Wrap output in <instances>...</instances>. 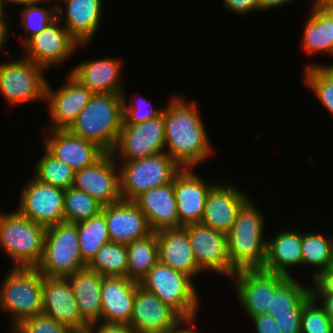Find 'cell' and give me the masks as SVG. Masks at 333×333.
Returning <instances> with one entry per match:
<instances>
[{
	"mask_svg": "<svg viewBox=\"0 0 333 333\" xmlns=\"http://www.w3.org/2000/svg\"><path fill=\"white\" fill-rule=\"evenodd\" d=\"M193 169H182L174 179L179 228L201 222L207 197L215 185Z\"/></svg>",
	"mask_w": 333,
	"mask_h": 333,
	"instance_id": "cell-19",
	"label": "cell"
},
{
	"mask_svg": "<svg viewBox=\"0 0 333 333\" xmlns=\"http://www.w3.org/2000/svg\"><path fill=\"white\" fill-rule=\"evenodd\" d=\"M330 56H333V54H331ZM310 66H318L325 74H327L328 76H330L331 78H333V65L332 64H316V63H307V65H305L304 68L306 67H310Z\"/></svg>",
	"mask_w": 333,
	"mask_h": 333,
	"instance_id": "cell-53",
	"label": "cell"
},
{
	"mask_svg": "<svg viewBox=\"0 0 333 333\" xmlns=\"http://www.w3.org/2000/svg\"><path fill=\"white\" fill-rule=\"evenodd\" d=\"M255 326L256 333H282L275 318L270 314H261L250 318Z\"/></svg>",
	"mask_w": 333,
	"mask_h": 333,
	"instance_id": "cell-46",
	"label": "cell"
},
{
	"mask_svg": "<svg viewBox=\"0 0 333 333\" xmlns=\"http://www.w3.org/2000/svg\"><path fill=\"white\" fill-rule=\"evenodd\" d=\"M87 267L102 277H127L126 245L109 242L102 246Z\"/></svg>",
	"mask_w": 333,
	"mask_h": 333,
	"instance_id": "cell-34",
	"label": "cell"
},
{
	"mask_svg": "<svg viewBox=\"0 0 333 333\" xmlns=\"http://www.w3.org/2000/svg\"><path fill=\"white\" fill-rule=\"evenodd\" d=\"M90 333H136L129 324L98 322L88 326Z\"/></svg>",
	"mask_w": 333,
	"mask_h": 333,
	"instance_id": "cell-47",
	"label": "cell"
},
{
	"mask_svg": "<svg viewBox=\"0 0 333 333\" xmlns=\"http://www.w3.org/2000/svg\"><path fill=\"white\" fill-rule=\"evenodd\" d=\"M295 0H259V12H265L269 9H276L284 6L285 4H291Z\"/></svg>",
	"mask_w": 333,
	"mask_h": 333,
	"instance_id": "cell-50",
	"label": "cell"
},
{
	"mask_svg": "<svg viewBox=\"0 0 333 333\" xmlns=\"http://www.w3.org/2000/svg\"><path fill=\"white\" fill-rule=\"evenodd\" d=\"M273 236L267 238L263 270L293 278L290 267L302 266V232L283 230Z\"/></svg>",
	"mask_w": 333,
	"mask_h": 333,
	"instance_id": "cell-28",
	"label": "cell"
},
{
	"mask_svg": "<svg viewBox=\"0 0 333 333\" xmlns=\"http://www.w3.org/2000/svg\"><path fill=\"white\" fill-rule=\"evenodd\" d=\"M302 265L315 268L313 279L333 267V238L321 232H302Z\"/></svg>",
	"mask_w": 333,
	"mask_h": 333,
	"instance_id": "cell-32",
	"label": "cell"
},
{
	"mask_svg": "<svg viewBox=\"0 0 333 333\" xmlns=\"http://www.w3.org/2000/svg\"><path fill=\"white\" fill-rule=\"evenodd\" d=\"M134 202L145 214L153 232L179 228L174 181L151 188L137 197Z\"/></svg>",
	"mask_w": 333,
	"mask_h": 333,
	"instance_id": "cell-27",
	"label": "cell"
},
{
	"mask_svg": "<svg viewBox=\"0 0 333 333\" xmlns=\"http://www.w3.org/2000/svg\"><path fill=\"white\" fill-rule=\"evenodd\" d=\"M302 35L301 47L307 55L333 54V20L315 2Z\"/></svg>",
	"mask_w": 333,
	"mask_h": 333,
	"instance_id": "cell-30",
	"label": "cell"
},
{
	"mask_svg": "<svg viewBox=\"0 0 333 333\" xmlns=\"http://www.w3.org/2000/svg\"><path fill=\"white\" fill-rule=\"evenodd\" d=\"M11 333H74V331L66 325L40 314L22 320L11 330Z\"/></svg>",
	"mask_w": 333,
	"mask_h": 333,
	"instance_id": "cell-42",
	"label": "cell"
},
{
	"mask_svg": "<svg viewBox=\"0 0 333 333\" xmlns=\"http://www.w3.org/2000/svg\"><path fill=\"white\" fill-rule=\"evenodd\" d=\"M41 158L34 165V176L49 185L68 189L73 186L75 171L59 161L45 147Z\"/></svg>",
	"mask_w": 333,
	"mask_h": 333,
	"instance_id": "cell-35",
	"label": "cell"
},
{
	"mask_svg": "<svg viewBox=\"0 0 333 333\" xmlns=\"http://www.w3.org/2000/svg\"><path fill=\"white\" fill-rule=\"evenodd\" d=\"M311 286L299 282L297 279L289 278L277 291L272 295L271 314L275 315L291 314L309 295Z\"/></svg>",
	"mask_w": 333,
	"mask_h": 333,
	"instance_id": "cell-38",
	"label": "cell"
},
{
	"mask_svg": "<svg viewBox=\"0 0 333 333\" xmlns=\"http://www.w3.org/2000/svg\"><path fill=\"white\" fill-rule=\"evenodd\" d=\"M42 314L66 325L74 332L88 330L82 320L78 305L67 277H46L42 275Z\"/></svg>",
	"mask_w": 333,
	"mask_h": 333,
	"instance_id": "cell-17",
	"label": "cell"
},
{
	"mask_svg": "<svg viewBox=\"0 0 333 333\" xmlns=\"http://www.w3.org/2000/svg\"><path fill=\"white\" fill-rule=\"evenodd\" d=\"M88 45L80 44L56 19L22 45L23 57L48 70L51 66L62 65L75 50Z\"/></svg>",
	"mask_w": 333,
	"mask_h": 333,
	"instance_id": "cell-13",
	"label": "cell"
},
{
	"mask_svg": "<svg viewBox=\"0 0 333 333\" xmlns=\"http://www.w3.org/2000/svg\"><path fill=\"white\" fill-rule=\"evenodd\" d=\"M196 101L173 96L164 108L165 152L182 168H193L214 152ZM167 149V150H166Z\"/></svg>",
	"mask_w": 333,
	"mask_h": 333,
	"instance_id": "cell-1",
	"label": "cell"
},
{
	"mask_svg": "<svg viewBox=\"0 0 333 333\" xmlns=\"http://www.w3.org/2000/svg\"><path fill=\"white\" fill-rule=\"evenodd\" d=\"M333 321V294H312Z\"/></svg>",
	"mask_w": 333,
	"mask_h": 333,
	"instance_id": "cell-49",
	"label": "cell"
},
{
	"mask_svg": "<svg viewBox=\"0 0 333 333\" xmlns=\"http://www.w3.org/2000/svg\"><path fill=\"white\" fill-rule=\"evenodd\" d=\"M140 284L127 277H103L101 283V321L129 324L135 292Z\"/></svg>",
	"mask_w": 333,
	"mask_h": 333,
	"instance_id": "cell-25",
	"label": "cell"
},
{
	"mask_svg": "<svg viewBox=\"0 0 333 333\" xmlns=\"http://www.w3.org/2000/svg\"><path fill=\"white\" fill-rule=\"evenodd\" d=\"M122 125V93L93 94L68 130L75 136L95 143L106 153H111Z\"/></svg>",
	"mask_w": 333,
	"mask_h": 333,
	"instance_id": "cell-3",
	"label": "cell"
},
{
	"mask_svg": "<svg viewBox=\"0 0 333 333\" xmlns=\"http://www.w3.org/2000/svg\"><path fill=\"white\" fill-rule=\"evenodd\" d=\"M46 69L27 58L0 63V93L10 106L45 101ZM23 103V104H22Z\"/></svg>",
	"mask_w": 333,
	"mask_h": 333,
	"instance_id": "cell-9",
	"label": "cell"
},
{
	"mask_svg": "<svg viewBox=\"0 0 333 333\" xmlns=\"http://www.w3.org/2000/svg\"><path fill=\"white\" fill-rule=\"evenodd\" d=\"M43 130H46L43 146L75 172L92 165L106 153L95 143L75 136L68 129Z\"/></svg>",
	"mask_w": 333,
	"mask_h": 333,
	"instance_id": "cell-18",
	"label": "cell"
},
{
	"mask_svg": "<svg viewBox=\"0 0 333 333\" xmlns=\"http://www.w3.org/2000/svg\"><path fill=\"white\" fill-rule=\"evenodd\" d=\"M126 249L127 278L139 283L159 261L156 232L131 242Z\"/></svg>",
	"mask_w": 333,
	"mask_h": 333,
	"instance_id": "cell-31",
	"label": "cell"
},
{
	"mask_svg": "<svg viewBox=\"0 0 333 333\" xmlns=\"http://www.w3.org/2000/svg\"><path fill=\"white\" fill-rule=\"evenodd\" d=\"M110 242L128 245L151 234L145 214L134 201L121 200L102 208Z\"/></svg>",
	"mask_w": 333,
	"mask_h": 333,
	"instance_id": "cell-22",
	"label": "cell"
},
{
	"mask_svg": "<svg viewBox=\"0 0 333 333\" xmlns=\"http://www.w3.org/2000/svg\"><path fill=\"white\" fill-rule=\"evenodd\" d=\"M230 279L235 283L238 302L251 318L264 313L271 314L272 295L289 278L263 269H254L237 271Z\"/></svg>",
	"mask_w": 333,
	"mask_h": 333,
	"instance_id": "cell-12",
	"label": "cell"
},
{
	"mask_svg": "<svg viewBox=\"0 0 333 333\" xmlns=\"http://www.w3.org/2000/svg\"><path fill=\"white\" fill-rule=\"evenodd\" d=\"M139 284L154 293L181 318L197 315L201 304L199 294L193 279L187 274L158 261Z\"/></svg>",
	"mask_w": 333,
	"mask_h": 333,
	"instance_id": "cell-6",
	"label": "cell"
},
{
	"mask_svg": "<svg viewBox=\"0 0 333 333\" xmlns=\"http://www.w3.org/2000/svg\"><path fill=\"white\" fill-rule=\"evenodd\" d=\"M249 198L233 183L215 182L207 197L201 223L227 234L237 218L240 207Z\"/></svg>",
	"mask_w": 333,
	"mask_h": 333,
	"instance_id": "cell-20",
	"label": "cell"
},
{
	"mask_svg": "<svg viewBox=\"0 0 333 333\" xmlns=\"http://www.w3.org/2000/svg\"><path fill=\"white\" fill-rule=\"evenodd\" d=\"M120 192L122 200L134 201L154 187L173 182L182 168L166 153L136 160L122 161Z\"/></svg>",
	"mask_w": 333,
	"mask_h": 333,
	"instance_id": "cell-7",
	"label": "cell"
},
{
	"mask_svg": "<svg viewBox=\"0 0 333 333\" xmlns=\"http://www.w3.org/2000/svg\"><path fill=\"white\" fill-rule=\"evenodd\" d=\"M263 214L249 198L240 207L237 218L227 233V253L235 272L263 269L267 245L264 236L266 220Z\"/></svg>",
	"mask_w": 333,
	"mask_h": 333,
	"instance_id": "cell-2",
	"label": "cell"
},
{
	"mask_svg": "<svg viewBox=\"0 0 333 333\" xmlns=\"http://www.w3.org/2000/svg\"><path fill=\"white\" fill-rule=\"evenodd\" d=\"M225 10L245 16L259 11V0H222Z\"/></svg>",
	"mask_w": 333,
	"mask_h": 333,
	"instance_id": "cell-44",
	"label": "cell"
},
{
	"mask_svg": "<svg viewBox=\"0 0 333 333\" xmlns=\"http://www.w3.org/2000/svg\"><path fill=\"white\" fill-rule=\"evenodd\" d=\"M314 1L333 20V0Z\"/></svg>",
	"mask_w": 333,
	"mask_h": 333,
	"instance_id": "cell-52",
	"label": "cell"
},
{
	"mask_svg": "<svg viewBox=\"0 0 333 333\" xmlns=\"http://www.w3.org/2000/svg\"><path fill=\"white\" fill-rule=\"evenodd\" d=\"M312 297L310 294L291 314L275 315V321L282 333H301V314L304 304Z\"/></svg>",
	"mask_w": 333,
	"mask_h": 333,
	"instance_id": "cell-43",
	"label": "cell"
},
{
	"mask_svg": "<svg viewBox=\"0 0 333 333\" xmlns=\"http://www.w3.org/2000/svg\"><path fill=\"white\" fill-rule=\"evenodd\" d=\"M159 262L181 271L192 279L203 271L197 266L185 227L156 231Z\"/></svg>",
	"mask_w": 333,
	"mask_h": 333,
	"instance_id": "cell-26",
	"label": "cell"
},
{
	"mask_svg": "<svg viewBox=\"0 0 333 333\" xmlns=\"http://www.w3.org/2000/svg\"><path fill=\"white\" fill-rule=\"evenodd\" d=\"M45 2L49 3L50 1L40 0L36 3L24 6L20 11V26H23V32H26V34H22L19 38V43L21 44L20 46H22V44L24 45L30 38L37 35L40 31L46 29L57 19V5H48V7L39 6V4L42 5V3Z\"/></svg>",
	"mask_w": 333,
	"mask_h": 333,
	"instance_id": "cell-36",
	"label": "cell"
},
{
	"mask_svg": "<svg viewBox=\"0 0 333 333\" xmlns=\"http://www.w3.org/2000/svg\"><path fill=\"white\" fill-rule=\"evenodd\" d=\"M77 234L82 259L88 265L98 250L110 242L105 214L101 211L77 223Z\"/></svg>",
	"mask_w": 333,
	"mask_h": 333,
	"instance_id": "cell-33",
	"label": "cell"
},
{
	"mask_svg": "<svg viewBox=\"0 0 333 333\" xmlns=\"http://www.w3.org/2000/svg\"><path fill=\"white\" fill-rule=\"evenodd\" d=\"M2 3H3V6L5 8H7L6 6H8L9 4H13V5H22V6H27L29 4H33V3H36L40 0H1ZM8 4V5H7Z\"/></svg>",
	"mask_w": 333,
	"mask_h": 333,
	"instance_id": "cell-54",
	"label": "cell"
},
{
	"mask_svg": "<svg viewBox=\"0 0 333 333\" xmlns=\"http://www.w3.org/2000/svg\"><path fill=\"white\" fill-rule=\"evenodd\" d=\"M2 1L0 0V20L8 19V13L5 11Z\"/></svg>",
	"mask_w": 333,
	"mask_h": 333,
	"instance_id": "cell-55",
	"label": "cell"
},
{
	"mask_svg": "<svg viewBox=\"0 0 333 333\" xmlns=\"http://www.w3.org/2000/svg\"><path fill=\"white\" fill-rule=\"evenodd\" d=\"M102 276L88 267L68 275L82 320L89 326L101 321Z\"/></svg>",
	"mask_w": 333,
	"mask_h": 333,
	"instance_id": "cell-29",
	"label": "cell"
},
{
	"mask_svg": "<svg viewBox=\"0 0 333 333\" xmlns=\"http://www.w3.org/2000/svg\"><path fill=\"white\" fill-rule=\"evenodd\" d=\"M125 89L122 92L123 97V124H139L143 123L147 120H151L154 118H158L163 114L164 108H155L152 106V104L148 103L147 99L143 100H136L134 103L130 104L126 101L127 97Z\"/></svg>",
	"mask_w": 333,
	"mask_h": 333,
	"instance_id": "cell-41",
	"label": "cell"
},
{
	"mask_svg": "<svg viewBox=\"0 0 333 333\" xmlns=\"http://www.w3.org/2000/svg\"><path fill=\"white\" fill-rule=\"evenodd\" d=\"M73 187L86 192L103 206L121 201L120 171L113 155L105 153L92 165L76 171Z\"/></svg>",
	"mask_w": 333,
	"mask_h": 333,
	"instance_id": "cell-15",
	"label": "cell"
},
{
	"mask_svg": "<svg viewBox=\"0 0 333 333\" xmlns=\"http://www.w3.org/2000/svg\"><path fill=\"white\" fill-rule=\"evenodd\" d=\"M180 319L181 317L154 293L140 285L137 287L129 322L136 333H167Z\"/></svg>",
	"mask_w": 333,
	"mask_h": 333,
	"instance_id": "cell-21",
	"label": "cell"
},
{
	"mask_svg": "<svg viewBox=\"0 0 333 333\" xmlns=\"http://www.w3.org/2000/svg\"><path fill=\"white\" fill-rule=\"evenodd\" d=\"M1 282L0 309L11 316V330L22 320L42 314V274L36 268L11 267Z\"/></svg>",
	"mask_w": 333,
	"mask_h": 333,
	"instance_id": "cell-5",
	"label": "cell"
},
{
	"mask_svg": "<svg viewBox=\"0 0 333 333\" xmlns=\"http://www.w3.org/2000/svg\"><path fill=\"white\" fill-rule=\"evenodd\" d=\"M46 227L13 212L0 211V249L11 259V267L36 268L43 257Z\"/></svg>",
	"mask_w": 333,
	"mask_h": 333,
	"instance_id": "cell-4",
	"label": "cell"
},
{
	"mask_svg": "<svg viewBox=\"0 0 333 333\" xmlns=\"http://www.w3.org/2000/svg\"><path fill=\"white\" fill-rule=\"evenodd\" d=\"M311 287V294H333V267L323 271L316 278Z\"/></svg>",
	"mask_w": 333,
	"mask_h": 333,
	"instance_id": "cell-45",
	"label": "cell"
},
{
	"mask_svg": "<svg viewBox=\"0 0 333 333\" xmlns=\"http://www.w3.org/2000/svg\"><path fill=\"white\" fill-rule=\"evenodd\" d=\"M196 316L181 318L167 333H200L196 330Z\"/></svg>",
	"mask_w": 333,
	"mask_h": 333,
	"instance_id": "cell-48",
	"label": "cell"
},
{
	"mask_svg": "<svg viewBox=\"0 0 333 333\" xmlns=\"http://www.w3.org/2000/svg\"><path fill=\"white\" fill-rule=\"evenodd\" d=\"M103 205L84 191L69 187L64 195V222L79 223L102 211Z\"/></svg>",
	"mask_w": 333,
	"mask_h": 333,
	"instance_id": "cell-37",
	"label": "cell"
},
{
	"mask_svg": "<svg viewBox=\"0 0 333 333\" xmlns=\"http://www.w3.org/2000/svg\"><path fill=\"white\" fill-rule=\"evenodd\" d=\"M86 267L80 252L77 223L61 222L48 227L43 257L36 269L46 277H67Z\"/></svg>",
	"mask_w": 333,
	"mask_h": 333,
	"instance_id": "cell-8",
	"label": "cell"
},
{
	"mask_svg": "<svg viewBox=\"0 0 333 333\" xmlns=\"http://www.w3.org/2000/svg\"><path fill=\"white\" fill-rule=\"evenodd\" d=\"M58 2L65 4V11L56 3L57 20L80 44H91L99 31L103 17V0H58Z\"/></svg>",
	"mask_w": 333,
	"mask_h": 333,
	"instance_id": "cell-23",
	"label": "cell"
},
{
	"mask_svg": "<svg viewBox=\"0 0 333 333\" xmlns=\"http://www.w3.org/2000/svg\"><path fill=\"white\" fill-rule=\"evenodd\" d=\"M301 333H333V321L313 296L303 306Z\"/></svg>",
	"mask_w": 333,
	"mask_h": 333,
	"instance_id": "cell-40",
	"label": "cell"
},
{
	"mask_svg": "<svg viewBox=\"0 0 333 333\" xmlns=\"http://www.w3.org/2000/svg\"><path fill=\"white\" fill-rule=\"evenodd\" d=\"M65 82L55 90L50 82H47L45 102L48 103L47 110L52 122L43 129H69L77 119L78 113L93 96V93L70 73Z\"/></svg>",
	"mask_w": 333,
	"mask_h": 333,
	"instance_id": "cell-16",
	"label": "cell"
},
{
	"mask_svg": "<svg viewBox=\"0 0 333 333\" xmlns=\"http://www.w3.org/2000/svg\"><path fill=\"white\" fill-rule=\"evenodd\" d=\"M303 76V85L312 90L333 116V78L325 74L318 66L304 68Z\"/></svg>",
	"mask_w": 333,
	"mask_h": 333,
	"instance_id": "cell-39",
	"label": "cell"
},
{
	"mask_svg": "<svg viewBox=\"0 0 333 333\" xmlns=\"http://www.w3.org/2000/svg\"><path fill=\"white\" fill-rule=\"evenodd\" d=\"M22 188L16 209L21 215L46 228L64 222L65 189L34 175Z\"/></svg>",
	"mask_w": 333,
	"mask_h": 333,
	"instance_id": "cell-10",
	"label": "cell"
},
{
	"mask_svg": "<svg viewBox=\"0 0 333 333\" xmlns=\"http://www.w3.org/2000/svg\"><path fill=\"white\" fill-rule=\"evenodd\" d=\"M197 266L229 278L235 273L227 253V234L200 223L185 226Z\"/></svg>",
	"mask_w": 333,
	"mask_h": 333,
	"instance_id": "cell-14",
	"label": "cell"
},
{
	"mask_svg": "<svg viewBox=\"0 0 333 333\" xmlns=\"http://www.w3.org/2000/svg\"><path fill=\"white\" fill-rule=\"evenodd\" d=\"M165 152L164 111L161 116L139 124H123L111 152L117 163L151 157Z\"/></svg>",
	"mask_w": 333,
	"mask_h": 333,
	"instance_id": "cell-11",
	"label": "cell"
},
{
	"mask_svg": "<svg viewBox=\"0 0 333 333\" xmlns=\"http://www.w3.org/2000/svg\"><path fill=\"white\" fill-rule=\"evenodd\" d=\"M122 61L119 58H98L72 67L70 74L93 94L122 93Z\"/></svg>",
	"mask_w": 333,
	"mask_h": 333,
	"instance_id": "cell-24",
	"label": "cell"
},
{
	"mask_svg": "<svg viewBox=\"0 0 333 333\" xmlns=\"http://www.w3.org/2000/svg\"><path fill=\"white\" fill-rule=\"evenodd\" d=\"M8 22L6 19L0 20V52H4V47H7V45H5L6 40H8V38H10V34L8 33Z\"/></svg>",
	"mask_w": 333,
	"mask_h": 333,
	"instance_id": "cell-51",
	"label": "cell"
}]
</instances>
